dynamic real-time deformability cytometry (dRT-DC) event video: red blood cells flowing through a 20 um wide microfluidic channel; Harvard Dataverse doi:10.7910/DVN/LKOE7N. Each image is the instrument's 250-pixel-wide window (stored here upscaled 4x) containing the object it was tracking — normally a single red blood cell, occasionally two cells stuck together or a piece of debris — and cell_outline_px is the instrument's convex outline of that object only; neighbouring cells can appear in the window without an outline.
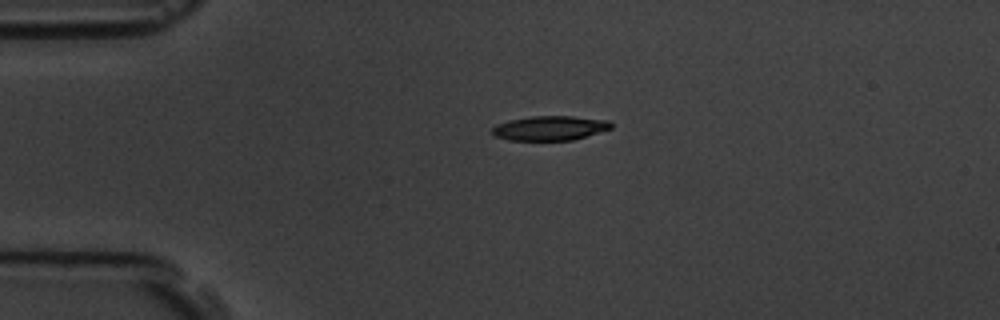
{"species": "common noctule bat (a hibernating species)", "species_latin": "Nyctalus noctula", "temperature_condition": "room temperature", "stored_images_in_passage": 45, "camera_frame_rate_fps": 3000, "um_per_image_px": 0.085, "animal": {"sex": "male", "body_mass_g": 19.5, "forearm_length_mm": 54.6}, "frame": {"image": 1, "passage_image": 1, "time_ms": 0.0, "image_size_px": [1000, 320], "cell_outline_px": [[612, 128], [572, 140], [508, 140], [492, 136], [492, 128], [496, 124], [508, 120], [532, 116], [572, 116], [608, 120], [612, 124]], "centroid_in_image_um": [46.69, 10.89], "position_along_channel_um": 38.3, "area_um2": 16.99}}
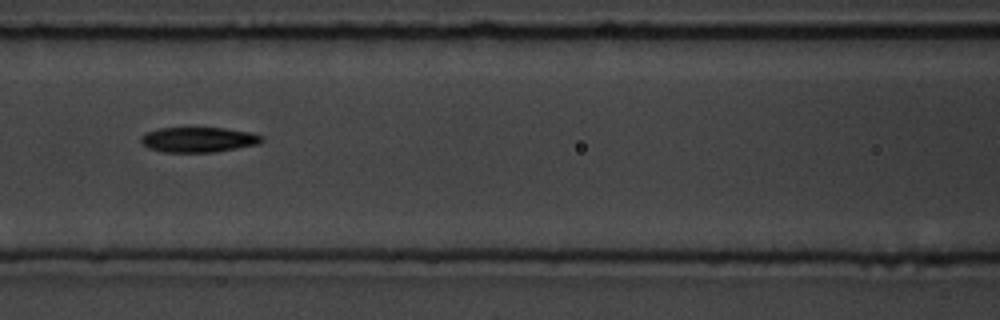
{"frame": {"image": 2, "passage_image": 13, "time_ms": 4.0, "image_size_px": [1000, 320], "cell_outline_px": [[264, 140], [260, 144], [216, 152], [164, 152], [148, 148], [140, 140], [140, 136], [148, 132], [160, 128], [224, 128], [252, 132], [264, 136]], "centroid_in_image_um": [16.93, 11.87], "position_along_channel_um": 149.7, "area_um2": 17.8}}
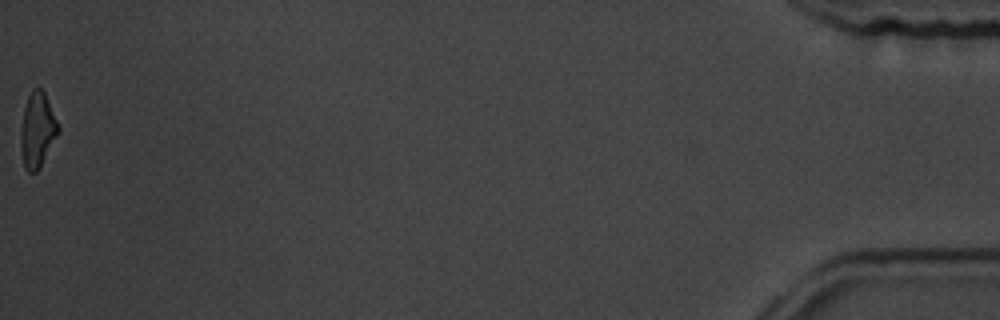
{"frame": {"image": 3, "passage_image": 45, "time_ms": 14.667, "image_size_px": [1000, 320], "cell_outline_px": [[60, 132], [36, 172], [28, 172], [24, 168], [20, 144], [20, 132], [24, 108], [28, 96], [32, 88], [40, 88], [44, 92], [60, 128]], "centroid_in_image_um": [3.17, 11.05], "position_along_channel_um": 432.0, "area_um2": 16.24}, "authors_computed_cell_mechanics": {"area_um2": 17.629, "velocity_mm_per_s": 3.6008, "shape_relaxation_time_tau1_ms": 4.7146, "shape_relaxation_time_tau2_ms": 10.5212, "deformation_change_tau1": 0.1473, "deformation_change_tau2": 0.205}}